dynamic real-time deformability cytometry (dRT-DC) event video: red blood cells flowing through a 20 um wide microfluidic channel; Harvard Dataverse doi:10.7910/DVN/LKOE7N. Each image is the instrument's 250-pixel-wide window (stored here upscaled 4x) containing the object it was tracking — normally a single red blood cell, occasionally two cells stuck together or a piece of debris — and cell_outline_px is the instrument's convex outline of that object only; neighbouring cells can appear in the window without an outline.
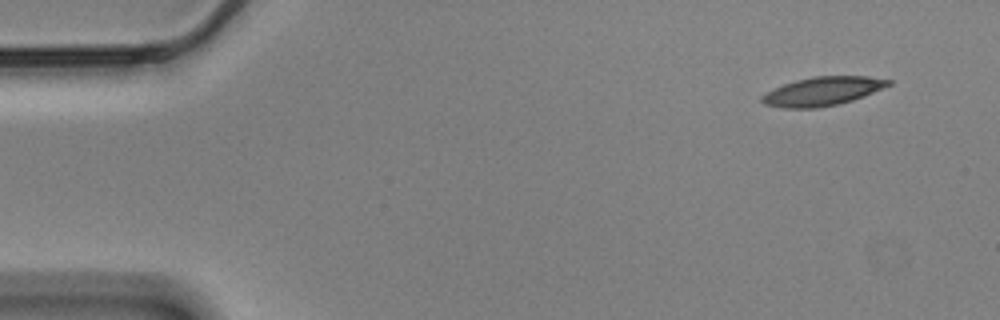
{"species": "Egyptian fruit bat (a non-hibernating species)", "species_latin": "Rousettus aegyptiacus", "temperature_condition": "cold", "stored_images_in_passage": 46, "camera_frame_rate_fps": 3000, "um_per_image_px": 0.085, "animal": {"sex": "male"}, "frame": {"image": 1, "passage_image": 1, "time_ms": 0.0, "image_size_px": [1000, 320], "cell_outline_px": [[892, 84], [864, 96], [852, 100], [836, 104], [816, 108], [784, 108], [764, 104], [760, 100], [760, 96], [784, 84], [796, 80], [812, 76], [868, 76], [892, 80]], "centroid_in_image_um": [69.93, 7.75], "position_along_channel_um": 15.1, "area_um2": 21.04}}
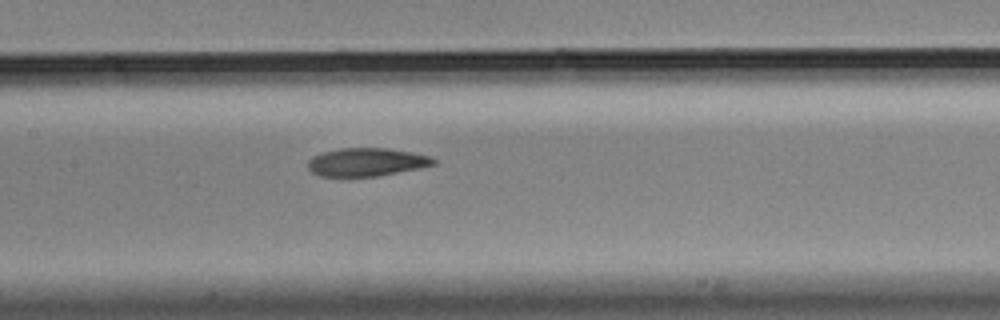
{"frame": {"image": 2, "passage_image": 24, "time_ms": 7.667, "image_size_px": [1000, 320], "cell_outline_px": [[436, 164], [424, 168], [380, 176], [320, 176], [312, 172], [308, 168], [308, 160], [312, 156], [324, 152], [340, 148], [388, 148], [412, 152], [432, 156], [436, 160]], "centroid_in_image_um": [31.22, 13.78], "position_along_channel_um": 176.2, "area_um2": 20.92}}
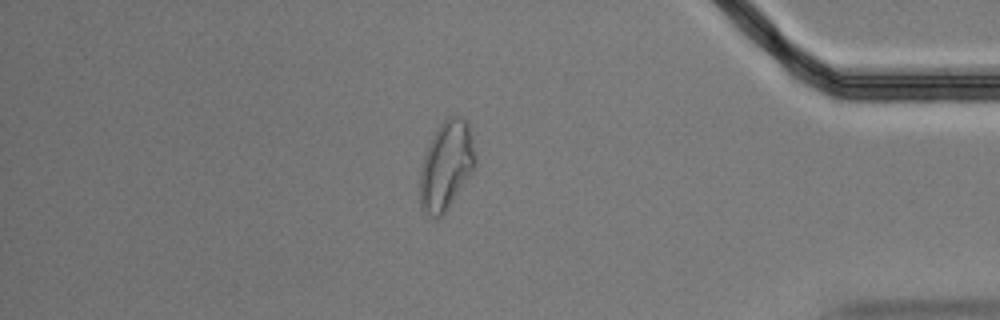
{"frame": {"image": 3, "passage_image": 46, "time_ms": 15.0, "image_size_px": [1000, 320], "cell_outline_px": [[476, 164], [472, 172], [448, 208], [436, 220], [428, 216], [420, 204], [420, 172], [424, 156], [428, 144], [440, 124], [448, 116], [464, 116], [468, 120], [472, 132], [476, 152]], "centroid_in_image_um": [37.96, 14.03], "position_along_channel_um": 397.2, "area_um2": 28.9}, "authors_computed_cell_mechanics": {"area_um2": 21.5305, "velocity_mm_per_s": 3.4578, "shape_relaxation_time_tau1_ms": 11.1988, "shape_relaxation_time_tau2_ms": 4.0541, "deformation_change_tau1": 0.2496, "deformation_change_tau2": 0.1158}}